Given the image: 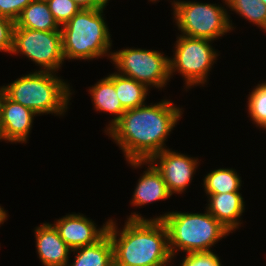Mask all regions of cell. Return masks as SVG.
Returning a JSON list of instances; mask_svg holds the SVG:
<instances>
[{
  "instance_id": "6da1fadb",
  "label": "cell",
  "mask_w": 266,
  "mask_h": 266,
  "mask_svg": "<svg viewBox=\"0 0 266 266\" xmlns=\"http://www.w3.org/2000/svg\"><path fill=\"white\" fill-rule=\"evenodd\" d=\"M172 101L163 99L126 110L105 132L122 150L126 161H148L167 149L166 139L184 111Z\"/></svg>"
},
{
  "instance_id": "7a4b0ae2",
  "label": "cell",
  "mask_w": 266,
  "mask_h": 266,
  "mask_svg": "<svg viewBox=\"0 0 266 266\" xmlns=\"http://www.w3.org/2000/svg\"><path fill=\"white\" fill-rule=\"evenodd\" d=\"M117 224L110 218L107 229L114 266H165L173 262L168 231L162 220H149L140 212H133L122 229Z\"/></svg>"
},
{
  "instance_id": "3957f363",
  "label": "cell",
  "mask_w": 266,
  "mask_h": 266,
  "mask_svg": "<svg viewBox=\"0 0 266 266\" xmlns=\"http://www.w3.org/2000/svg\"><path fill=\"white\" fill-rule=\"evenodd\" d=\"M105 8H82L61 27L65 60L111 58L112 40L103 14Z\"/></svg>"
},
{
  "instance_id": "277c9868",
  "label": "cell",
  "mask_w": 266,
  "mask_h": 266,
  "mask_svg": "<svg viewBox=\"0 0 266 266\" xmlns=\"http://www.w3.org/2000/svg\"><path fill=\"white\" fill-rule=\"evenodd\" d=\"M149 220L164 222L173 259L178 251L184 254L213 251L212 246L231 233L207 210L204 213L170 211Z\"/></svg>"
},
{
  "instance_id": "5b68a950",
  "label": "cell",
  "mask_w": 266,
  "mask_h": 266,
  "mask_svg": "<svg viewBox=\"0 0 266 266\" xmlns=\"http://www.w3.org/2000/svg\"><path fill=\"white\" fill-rule=\"evenodd\" d=\"M54 72H30L4 85L5 95L33 110L37 115L65 116L74 92L67 81Z\"/></svg>"
},
{
  "instance_id": "8992f818",
  "label": "cell",
  "mask_w": 266,
  "mask_h": 266,
  "mask_svg": "<svg viewBox=\"0 0 266 266\" xmlns=\"http://www.w3.org/2000/svg\"><path fill=\"white\" fill-rule=\"evenodd\" d=\"M171 7L173 19L180 31V35L192 38H204L209 40L221 39L227 33H231L236 27L230 18L227 0H223V6L216 3H202L197 1L173 0ZM226 6V8H225Z\"/></svg>"
},
{
  "instance_id": "52a82bcc",
  "label": "cell",
  "mask_w": 266,
  "mask_h": 266,
  "mask_svg": "<svg viewBox=\"0 0 266 266\" xmlns=\"http://www.w3.org/2000/svg\"><path fill=\"white\" fill-rule=\"evenodd\" d=\"M212 42L209 39L192 38L178 33L173 56L169 57L170 77L179 73L184 79L186 91L193 86H204L208 82L212 66L220 55L212 46Z\"/></svg>"
},
{
  "instance_id": "ba28073f",
  "label": "cell",
  "mask_w": 266,
  "mask_h": 266,
  "mask_svg": "<svg viewBox=\"0 0 266 266\" xmlns=\"http://www.w3.org/2000/svg\"><path fill=\"white\" fill-rule=\"evenodd\" d=\"M158 50L129 48L112 51L116 73L144 84L148 89H164L170 77L169 56Z\"/></svg>"
},
{
  "instance_id": "9c48e42d",
  "label": "cell",
  "mask_w": 266,
  "mask_h": 266,
  "mask_svg": "<svg viewBox=\"0 0 266 266\" xmlns=\"http://www.w3.org/2000/svg\"><path fill=\"white\" fill-rule=\"evenodd\" d=\"M24 55L39 71L58 73L65 63L60 30L37 31L14 27L11 55Z\"/></svg>"
},
{
  "instance_id": "30bf717a",
  "label": "cell",
  "mask_w": 266,
  "mask_h": 266,
  "mask_svg": "<svg viewBox=\"0 0 266 266\" xmlns=\"http://www.w3.org/2000/svg\"><path fill=\"white\" fill-rule=\"evenodd\" d=\"M149 161L160 172L172 195H180L187 190L200 165L197 157L175 152L169 148L154 155Z\"/></svg>"
},
{
  "instance_id": "8fae6325",
  "label": "cell",
  "mask_w": 266,
  "mask_h": 266,
  "mask_svg": "<svg viewBox=\"0 0 266 266\" xmlns=\"http://www.w3.org/2000/svg\"><path fill=\"white\" fill-rule=\"evenodd\" d=\"M110 218L97 227L92 219L81 213H70L54 220L53 225L71 250L97 243L106 234Z\"/></svg>"
},
{
  "instance_id": "7c38bea8",
  "label": "cell",
  "mask_w": 266,
  "mask_h": 266,
  "mask_svg": "<svg viewBox=\"0 0 266 266\" xmlns=\"http://www.w3.org/2000/svg\"><path fill=\"white\" fill-rule=\"evenodd\" d=\"M36 116L38 115L33 110L12 101L5 95L1 104L0 141L27 143Z\"/></svg>"
},
{
  "instance_id": "4fadbf2b",
  "label": "cell",
  "mask_w": 266,
  "mask_h": 266,
  "mask_svg": "<svg viewBox=\"0 0 266 266\" xmlns=\"http://www.w3.org/2000/svg\"><path fill=\"white\" fill-rule=\"evenodd\" d=\"M132 168H142L146 166L145 171L137 180L130 204L134 207H142L144 205L152 204L156 201H165L169 199L172 194L169 192L165 181L160 172L154 165L148 161H127Z\"/></svg>"
},
{
  "instance_id": "5bb4252c",
  "label": "cell",
  "mask_w": 266,
  "mask_h": 266,
  "mask_svg": "<svg viewBox=\"0 0 266 266\" xmlns=\"http://www.w3.org/2000/svg\"><path fill=\"white\" fill-rule=\"evenodd\" d=\"M34 235L37 254L42 265L67 266L71 249L51 222H44L35 227Z\"/></svg>"
},
{
  "instance_id": "9a60e30c",
  "label": "cell",
  "mask_w": 266,
  "mask_h": 266,
  "mask_svg": "<svg viewBox=\"0 0 266 266\" xmlns=\"http://www.w3.org/2000/svg\"><path fill=\"white\" fill-rule=\"evenodd\" d=\"M207 210L231 233L240 229L242 221L241 216L245 212V202L240 192L217 193L206 195Z\"/></svg>"
},
{
  "instance_id": "2e32d148",
  "label": "cell",
  "mask_w": 266,
  "mask_h": 266,
  "mask_svg": "<svg viewBox=\"0 0 266 266\" xmlns=\"http://www.w3.org/2000/svg\"><path fill=\"white\" fill-rule=\"evenodd\" d=\"M88 92L91 96V101L94 109L99 112L109 113L113 115L104 133L114 125L126 111L118 99L115 91L114 82L108 77H103L98 80L94 85L90 86Z\"/></svg>"
},
{
  "instance_id": "e0dca14e",
  "label": "cell",
  "mask_w": 266,
  "mask_h": 266,
  "mask_svg": "<svg viewBox=\"0 0 266 266\" xmlns=\"http://www.w3.org/2000/svg\"><path fill=\"white\" fill-rule=\"evenodd\" d=\"M15 27L37 31L61 29L54 19L46 0H33L29 3L15 21Z\"/></svg>"
},
{
  "instance_id": "ac0fdd59",
  "label": "cell",
  "mask_w": 266,
  "mask_h": 266,
  "mask_svg": "<svg viewBox=\"0 0 266 266\" xmlns=\"http://www.w3.org/2000/svg\"><path fill=\"white\" fill-rule=\"evenodd\" d=\"M74 261L67 266H114L113 245L108 233L97 243L74 250Z\"/></svg>"
},
{
  "instance_id": "d6986e66",
  "label": "cell",
  "mask_w": 266,
  "mask_h": 266,
  "mask_svg": "<svg viewBox=\"0 0 266 266\" xmlns=\"http://www.w3.org/2000/svg\"><path fill=\"white\" fill-rule=\"evenodd\" d=\"M113 82L122 107L125 110L138 108L146 104L147 95L150 93L144 84L122 76L116 71L107 75Z\"/></svg>"
},
{
  "instance_id": "ffe728a7",
  "label": "cell",
  "mask_w": 266,
  "mask_h": 266,
  "mask_svg": "<svg viewBox=\"0 0 266 266\" xmlns=\"http://www.w3.org/2000/svg\"><path fill=\"white\" fill-rule=\"evenodd\" d=\"M205 195L240 192L242 180L233 168H219L207 172L202 184Z\"/></svg>"
},
{
  "instance_id": "44dd1931",
  "label": "cell",
  "mask_w": 266,
  "mask_h": 266,
  "mask_svg": "<svg viewBox=\"0 0 266 266\" xmlns=\"http://www.w3.org/2000/svg\"><path fill=\"white\" fill-rule=\"evenodd\" d=\"M229 11L256 25L266 33V5L260 0H227Z\"/></svg>"
},
{
  "instance_id": "7402d4cb",
  "label": "cell",
  "mask_w": 266,
  "mask_h": 266,
  "mask_svg": "<svg viewBox=\"0 0 266 266\" xmlns=\"http://www.w3.org/2000/svg\"><path fill=\"white\" fill-rule=\"evenodd\" d=\"M247 111L253 124L266 131V81L258 83L249 92Z\"/></svg>"
},
{
  "instance_id": "603a6c76",
  "label": "cell",
  "mask_w": 266,
  "mask_h": 266,
  "mask_svg": "<svg viewBox=\"0 0 266 266\" xmlns=\"http://www.w3.org/2000/svg\"><path fill=\"white\" fill-rule=\"evenodd\" d=\"M49 9L60 27L65 25L82 8L72 0H46Z\"/></svg>"
},
{
  "instance_id": "cb8c5ba5",
  "label": "cell",
  "mask_w": 266,
  "mask_h": 266,
  "mask_svg": "<svg viewBox=\"0 0 266 266\" xmlns=\"http://www.w3.org/2000/svg\"><path fill=\"white\" fill-rule=\"evenodd\" d=\"M179 266H223L215 252L186 253Z\"/></svg>"
},
{
  "instance_id": "d4e9b609",
  "label": "cell",
  "mask_w": 266,
  "mask_h": 266,
  "mask_svg": "<svg viewBox=\"0 0 266 266\" xmlns=\"http://www.w3.org/2000/svg\"><path fill=\"white\" fill-rule=\"evenodd\" d=\"M15 22L0 16V52L11 54Z\"/></svg>"
},
{
  "instance_id": "484cf974",
  "label": "cell",
  "mask_w": 266,
  "mask_h": 266,
  "mask_svg": "<svg viewBox=\"0 0 266 266\" xmlns=\"http://www.w3.org/2000/svg\"><path fill=\"white\" fill-rule=\"evenodd\" d=\"M32 1L33 0H0V16L15 22L22 10Z\"/></svg>"
},
{
  "instance_id": "4316f807",
  "label": "cell",
  "mask_w": 266,
  "mask_h": 266,
  "mask_svg": "<svg viewBox=\"0 0 266 266\" xmlns=\"http://www.w3.org/2000/svg\"><path fill=\"white\" fill-rule=\"evenodd\" d=\"M76 2L81 8H97L102 7L96 0H72Z\"/></svg>"
},
{
  "instance_id": "83f0119b",
  "label": "cell",
  "mask_w": 266,
  "mask_h": 266,
  "mask_svg": "<svg viewBox=\"0 0 266 266\" xmlns=\"http://www.w3.org/2000/svg\"><path fill=\"white\" fill-rule=\"evenodd\" d=\"M8 219L7 211L0 204V225L4 224V222Z\"/></svg>"
},
{
  "instance_id": "f1b7e54d",
  "label": "cell",
  "mask_w": 266,
  "mask_h": 266,
  "mask_svg": "<svg viewBox=\"0 0 266 266\" xmlns=\"http://www.w3.org/2000/svg\"><path fill=\"white\" fill-rule=\"evenodd\" d=\"M5 96V89H4V85L0 86V114H1V104H2V100Z\"/></svg>"
},
{
  "instance_id": "f546056e",
  "label": "cell",
  "mask_w": 266,
  "mask_h": 266,
  "mask_svg": "<svg viewBox=\"0 0 266 266\" xmlns=\"http://www.w3.org/2000/svg\"><path fill=\"white\" fill-rule=\"evenodd\" d=\"M101 6L107 7V3H109L110 0H96Z\"/></svg>"
},
{
  "instance_id": "4dcf8cb0",
  "label": "cell",
  "mask_w": 266,
  "mask_h": 266,
  "mask_svg": "<svg viewBox=\"0 0 266 266\" xmlns=\"http://www.w3.org/2000/svg\"><path fill=\"white\" fill-rule=\"evenodd\" d=\"M174 264V260H173V263L170 262L169 264L165 265V266H172ZM174 266V265H173Z\"/></svg>"
},
{
  "instance_id": "1f68e13d",
  "label": "cell",
  "mask_w": 266,
  "mask_h": 266,
  "mask_svg": "<svg viewBox=\"0 0 266 266\" xmlns=\"http://www.w3.org/2000/svg\"><path fill=\"white\" fill-rule=\"evenodd\" d=\"M150 2H152L153 4L155 3V2H159V0H149Z\"/></svg>"
},
{
  "instance_id": "d6a6232c",
  "label": "cell",
  "mask_w": 266,
  "mask_h": 266,
  "mask_svg": "<svg viewBox=\"0 0 266 266\" xmlns=\"http://www.w3.org/2000/svg\"><path fill=\"white\" fill-rule=\"evenodd\" d=\"M260 1H262L266 5V0H260Z\"/></svg>"
}]
</instances>
